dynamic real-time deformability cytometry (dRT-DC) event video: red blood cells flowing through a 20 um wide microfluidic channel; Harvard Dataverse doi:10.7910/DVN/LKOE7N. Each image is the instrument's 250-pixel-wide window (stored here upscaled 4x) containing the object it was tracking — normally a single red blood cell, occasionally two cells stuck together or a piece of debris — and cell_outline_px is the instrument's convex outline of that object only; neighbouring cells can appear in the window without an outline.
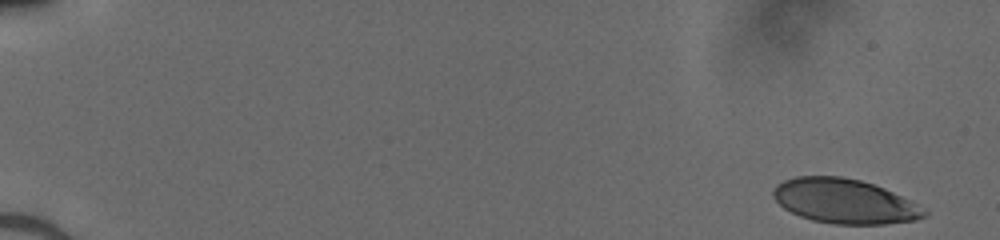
{"species": "human", "species_latin": "Homo sapiens", "temperature_condition": "cold", "stored_images_in_passage": 50, "camera_frame_rate_fps": 3000, "um_per_image_px": 0.085, "donor": {"sex": "male"}, "frame": {"image": 1, "passage_image": 1, "time_ms": 0.0, "image_size_px": [1000, 240], "cell_outline_px": [[928, 212], [924, 216], [916, 220], [884, 224], [836, 224], [812, 220], [800, 216], [784, 208], [772, 196], [772, 192], [776, 184], [784, 180], [796, 176], [840, 176], [860, 180], [884, 188], [928, 208]], "centroid_in_image_um": [71.8, 17.1], "position_along_channel_um": 13.2, "area_um2": 39.3}}
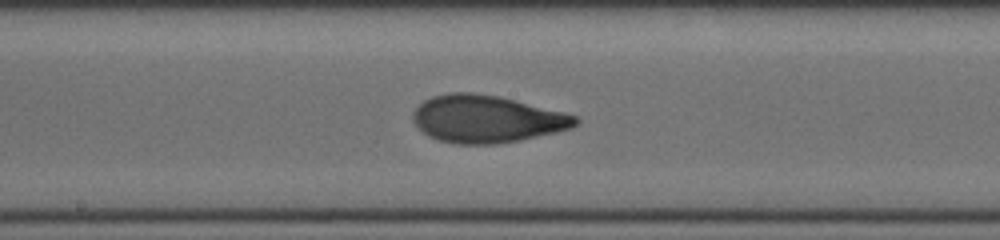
{"frame": {"image": 2, "passage_image": 28, "time_ms": 9.0, "image_size_px": [1000, 240], "cell_outline_px": [[580, 120], [572, 128], [556, 132], [520, 140], [496, 144], [456, 144], [440, 140], [428, 136], [412, 120], [412, 112], [424, 100], [432, 96], [452, 92], [472, 92], [500, 96], [564, 112], [576, 116]], "centroid_in_image_um": [41.37, 10.11], "position_along_channel_um": 206.8, "area_um2": 44.85}}
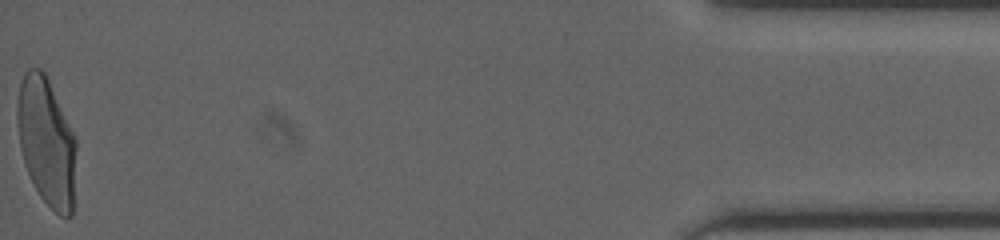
{"frame": {"image": 3, "passage_image": 50, "time_ms": 16.333, "image_size_px": [1000, 240], "cell_outline_px": [[76, 148], [72, 216], [60, 216], [40, 196], [24, 164], [20, 144], [16, 120], [16, 104], [20, 84], [24, 72], [28, 68], [40, 68], [44, 72], [76, 136]], "centroid_in_image_um": [3.95, 12.01], "position_along_channel_um": 431.3, "area_um2": 43.87}}